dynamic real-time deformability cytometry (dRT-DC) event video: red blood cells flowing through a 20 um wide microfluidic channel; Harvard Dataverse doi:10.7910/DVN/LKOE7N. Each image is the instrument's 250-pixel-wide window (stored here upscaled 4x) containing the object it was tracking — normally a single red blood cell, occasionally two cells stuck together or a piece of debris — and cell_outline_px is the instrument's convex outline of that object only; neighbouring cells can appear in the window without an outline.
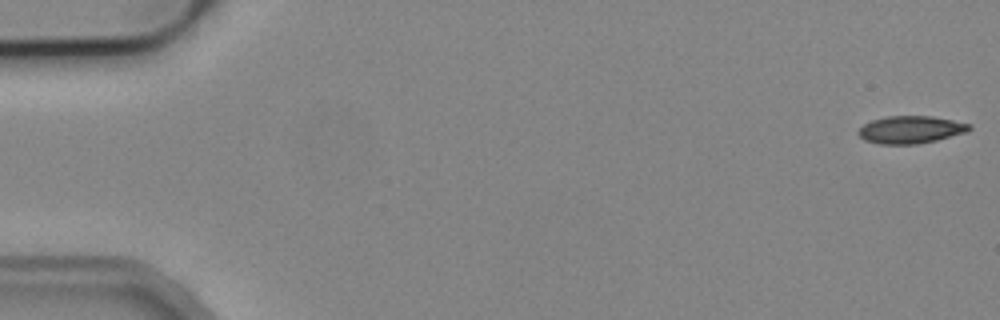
{"species": "common noctule bat (a hibernating species)", "species_latin": "Nyctalus noctula", "temperature_condition": "cold", "stored_images_in_passage": 6, "camera_frame_rate_fps": 3000, "um_per_image_px": 0.085, "animal": {"sex": "male", "body_mass_g": 19.2, "forearm_length_mm": 51.8}, "frame": {"image": 1, "passage_image": 1, "time_ms": 0.0, "image_size_px": [1000, 320], "cell_outline_px": [[972, 128], [968, 132], [936, 140], [916, 144], [880, 144], [864, 140], [856, 132], [864, 124], [872, 120], [888, 116], [932, 116], [972, 124]], "centroid_in_image_um": [77.42, 11.02], "position_along_channel_um": 7.6, "area_um2": 17.8}}